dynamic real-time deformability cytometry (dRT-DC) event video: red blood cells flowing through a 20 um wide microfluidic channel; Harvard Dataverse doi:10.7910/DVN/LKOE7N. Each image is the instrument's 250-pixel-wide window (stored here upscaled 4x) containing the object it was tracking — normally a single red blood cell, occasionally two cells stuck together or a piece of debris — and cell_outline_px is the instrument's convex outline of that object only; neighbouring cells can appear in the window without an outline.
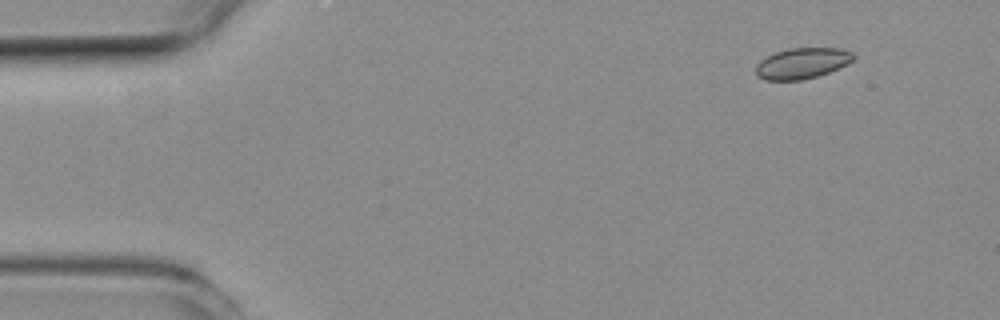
{"species": "common noctule bat (a hibernating species)", "species_latin": "Nyctalus noctula", "temperature_condition": "room temperature", "stored_images_in_passage": 6, "camera_frame_rate_fps": 3000, "um_per_image_px": 0.085, "animal": {"sex": "female", "body_mass_g": 19.3, "forearm_length_mm": 54.1}, "frame": {"image": 1, "passage_image": 1, "time_ms": 0.0, "image_size_px": [1000, 320], "cell_outline_px": [[856, 56], [852, 60], [828, 72], [816, 76], [800, 80], [764, 80], [756, 76], [756, 64], [760, 60], [776, 52], [788, 48], [840, 48], [852, 52]], "centroid_in_image_um": [68.13, 5.37], "position_along_channel_um": 16.9, "area_um2": 17.34}}